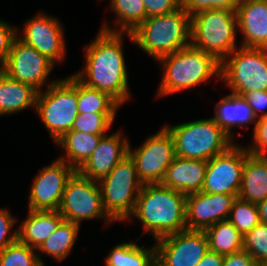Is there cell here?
<instances>
[{"instance_id":"obj_1","label":"cell","mask_w":267,"mask_h":266,"mask_svg":"<svg viewBox=\"0 0 267 266\" xmlns=\"http://www.w3.org/2000/svg\"><path fill=\"white\" fill-rule=\"evenodd\" d=\"M126 32L100 29L85 48L86 65L73 74L84 85L108 93L120 105L130 99L128 74L122 48Z\"/></svg>"},{"instance_id":"obj_2","label":"cell","mask_w":267,"mask_h":266,"mask_svg":"<svg viewBox=\"0 0 267 266\" xmlns=\"http://www.w3.org/2000/svg\"><path fill=\"white\" fill-rule=\"evenodd\" d=\"M186 197L161 183L143 184L127 220H132L131 216L138 218L144 232H150L155 240L186 230Z\"/></svg>"},{"instance_id":"obj_3","label":"cell","mask_w":267,"mask_h":266,"mask_svg":"<svg viewBox=\"0 0 267 266\" xmlns=\"http://www.w3.org/2000/svg\"><path fill=\"white\" fill-rule=\"evenodd\" d=\"M126 35L158 61L191 44V16L181 7L170 13L148 17Z\"/></svg>"},{"instance_id":"obj_4","label":"cell","mask_w":267,"mask_h":266,"mask_svg":"<svg viewBox=\"0 0 267 266\" xmlns=\"http://www.w3.org/2000/svg\"><path fill=\"white\" fill-rule=\"evenodd\" d=\"M163 77L158 97L199 86L211 77L220 79L221 63L212 55L191 44L158 60Z\"/></svg>"},{"instance_id":"obj_5","label":"cell","mask_w":267,"mask_h":266,"mask_svg":"<svg viewBox=\"0 0 267 266\" xmlns=\"http://www.w3.org/2000/svg\"><path fill=\"white\" fill-rule=\"evenodd\" d=\"M36 96L35 112L56 142L71 130L78 115L77 78L54 80Z\"/></svg>"},{"instance_id":"obj_6","label":"cell","mask_w":267,"mask_h":266,"mask_svg":"<svg viewBox=\"0 0 267 266\" xmlns=\"http://www.w3.org/2000/svg\"><path fill=\"white\" fill-rule=\"evenodd\" d=\"M164 127L173 138L176 156L185 159L208 161L234 144L211 117Z\"/></svg>"},{"instance_id":"obj_7","label":"cell","mask_w":267,"mask_h":266,"mask_svg":"<svg viewBox=\"0 0 267 266\" xmlns=\"http://www.w3.org/2000/svg\"><path fill=\"white\" fill-rule=\"evenodd\" d=\"M236 11L210 9L191 17V45L220 63L236 48Z\"/></svg>"},{"instance_id":"obj_8","label":"cell","mask_w":267,"mask_h":266,"mask_svg":"<svg viewBox=\"0 0 267 266\" xmlns=\"http://www.w3.org/2000/svg\"><path fill=\"white\" fill-rule=\"evenodd\" d=\"M103 206L114 221H125L133 213L143 186L139 180L135 163L127 155L114 169L98 181Z\"/></svg>"},{"instance_id":"obj_9","label":"cell","mask_w":267,"mask_h":266,"mask_svg":"<svg viewBox=\"0 0 267 266\" xmlns=\"http://www.w3.org/2000/svg\"><path fill=\"white\" fill-rule=\"evenodd\" d=\"M220 79L235 95L266 91L267 49L239 46L221 62Z\"/></svg>"},{"instance_id":"obj_10","label":"cell","mask_w":267,"mask_h":266,"mask_svg":"<svg viewBox=\"0 0 267 266\" xmlns=\"http://www.w3.org/2000/svg\"><path fill=\"white\" fill-rule=\"evenodd\" d=\"M59 213L64 220L80 225L83 220L105 218L115 222L105 211L98 181L82 177L77 171L67 181Z\"/></svg>"},{"instance_id":"obj_11","label":"cell","mask_w":267,"mask_h":266,"mask_svg":"<svg viewBox=\"0 0 267 266\" xmlns=\"http://www.w3.org/2000/svg\"><path fill=\"white\" fill-rule=\"evenodd\" d=\"M128 155L135 163L139 180L143 184L161 183L167 168L176 157L174 141L169 131L162 127L137 149L129 144Z\"/></svg>"},{"instance_id":"obj_12","label":"cell","mask_w":267,"mask_h":266,"mask_svg":"<svg viewBox=\"0 0 267 266\" xmlns=\"http://www.w3.org/2000/svg\"><path fill=\"white\" fill-rule=\"evenodd\" d=\"M209 250L204 230H183L156 239L155 259L163 266H196Z\"/></svg>"},{"instance_id":"obj_13","label":"cell","mask_w":267,"mask_h":266,"mask_svg":"<svg viewBox=\"0 0 267 266\" xmlns=\"http://www.w3.org/2000/svg\"><path fill=\"white\" fill-rule=\"evenodd\" d=\"M245 159L246 148L235 142L225 152L208 160L201 191L238 197Z\"/></svg>"},{"instance_id":"obj_14","label":"cell","mask_w":267,"mask_h":266,"mask_svg":"<svg viewBox=\"0 0 267 266\" xmlns=\"http://www.w3.org/2000/svg\"><path fill=\"white\" fill-rule=\"evenodd\" d=\"M55 64L18 36L13 40L6 62L0 69L9 77L42 91Z\"/></svg>"},{"instance_id":"obj_15","label":"cell","mask_w":267,"mask_h":266,"mask_svg":"<svg viewBox=\"0 0 267 266\" xmlns=\"http://www.w3.org/2000/svg\"><path fill=\"white\" fill-rule=\"evenodd\" d=\"M75 172L59 158L40 169L30 188L28 210L58 211L67 181Z\"/></svg>"},{"instance_id":"obj_16","label":"cell","mask_w":267,"mask_h":266,"mask_svg":"<svg viewBox=\"0 0 267 266\" xmlns=\"http://www.w3.org/2000/svg\"><path fill=\"white\" fill-rule=\"evenodd\" d=\"M63 26L58 19L45 13H38L28 19L23 28V34L18 38L26 45L35 48L54 64L65 59L66 43Z\"/></svg>"},{"instance_id":"obj_17","label":"cell","mask_w":267,"mask_h":266,"mask_svg":"<svg viewBox=\"0 0 267 266\" xmlns=\"http://www.w3.org/2000/svg\"><path fill=\"white\" fill-rule=\"evenodd\" d=\"M236 196L197 192L186 197V226L188 230H205L227 220Z\"/></svg>"},{"instance_id":"obj_18","label":"cell","mask_w":267,"mask_h":266,"mask_svg":"<svg viewBox=\"0 0 267 266\" xmlns=\"http://www.w3.org/2000/svg\"><path fill=\"white\" fill-rule=\"evenodd\" d=\"M119 131L104 135L89 159L77 170L85 178L99 181L122 161L129 150V141Z\"/></svg>"},{"instance_id":"obj_19","label":"cell","mask_w":267,"mask_h":266,"mask_svg":"<svg viewBox=\"0 0 267 266\" xmlns=\"http://www.w3.org/2000/svg\"><path fill=\"white\" fill-rule=\"evenodd\" d=\"M242 47L267 49V0H242L236 10Z\"/></svg>"},{"instance_id":"obj_20","label":"cell","mask_w":267,"mask_h":266,"mask_svg":"<svg viewBox=\"0 0 267 266\" xmlns=\"http://www.w3.org/2000/svg\"><path fill=\"white\" fill-rule=\"evenodd\" d=\"M206 168L207 161L176 156L161 184L185 195L201 192Z\"/></svg>"},{"instance_id":"obj_21","label":"cell","mask_w":267,"mask_h":266,"mask_svg":"<svg viewBox=\"0 0 267 266\" xmlns=\"http://www.w3.org/2000/svg\"><path fill=\"white\" fill-rule=\"evenodd\" d=\"M238 197L254 204L267 198V155L250 154L246 149Z\"/></svg>"},{"instance_id":"obj_22","label":"cell","mask_w":267,"mask_h":266,"mask_svg":"<svg viewBox=\"0 0 267 266\" xmlns=\"http://www.w3.org/2000/svg\"><path fill=\"white\" fill-rule=\"evenodd\" d=\"M64 220L59 211L29 210L18 229V240L37 250Z\"/></svg>"},{"instance_id":"obj_23","label":"cell","mask_w":267,"mask_h":266,"mask_svg":"<svg viewBox=\"0 0 267 266\" xmlns=\"http://www.w3.org/2000/svg\"><path fill=\"white\" fill-rule=\"evenodd\" d=\"M38 91L6 75L0 69V116L10 115L36 105Z\"/></svg>"},{"instance_id":"obj_24","label":"cell","mask_w":267,"mask_h":266,"mask_svg":"<svg viewBox=\"0 0 267 266\" xmlns=\"http://www.w3.org/2000/svg\"><path fill=\"white\" fill-rule=\"evenodd\" d=\"M223 131L233 140L232 127L246 126L257 121L252 108L242 96L229 94L221 98L215 106V115L211 117Z\"/></svg>"},{"instance_id":"obj_25","label":"cell","mask_w":267,"mask_h":266,"mask_svg":"<svg viewBox=\"0 0 267 266\" xmlns=\"http://www.w3.org/2000/svg\"><path fill=\"white\" fill-rule=\"evenodd\" d=\"M103 136L76 130L68 131L55 142L64 149V155H66L59 157V159L77 171L89 159Z\"/></svg>"},{"instance_id":"obj_26","label":"cell","mask_w":267,"mask_h":266,"mask_svg":"<svg viewBox=\"0 0 267 266\" xmlns=\"http://www.w3.org/2000/svg\"><path fill=\"white\" fill-rule=\"evenodd\" d=\"M209 250L220 255H229L243 250V236L227 219L207 227Z\"/></svg>"},{"instance_id":"obj_27","label":"cell","mask_w":267,"mask_h":266,"mask_svg":"<svg viewBox=\"0 0 267 266\" xmlns=\"http://www.w3.org/2000/svg\"><path fill=\"white\" fill-rule=\"evenodd\" d=\"M110 8L115 13L116 27L113 29L106 23L100 29L109 32H132L147 19L142 0H110ZM119 26V28H117ZM117 28V29H116Z\"/></svg>"},{"instance_id":"obj_28","label":"cell","mask_w":267,"mask_h":266,"mask_svg":"<svg viewBox=\"0 0 267 266\" xmlns=\"http://www.w3.org/2000/svg\"><path fill=\"white\" fill-rule=\"evenodd\" d=\"M79 230V224L63 220L55 232L37 249V252L45 253L57 261L66 259L73 249Z\"/></svg>"},{"instance_id":"obj_29","label":"cell","mask_w":267,"mask_h":266,"mask_svg":"<svg viewBox=\"0 0 267 266\" xmlns=\"http://www.w3.org/2000/svg\"><path fill=\"white\" fill-rule=\"evenodd\" d=\"M106 257L105 266H149L155 259V245L140 247L136 242L116 245Z\"/></svg>"},{"instance_id":"obj_30","label":"cell","mask_w":267,"mask_h":266,"mask_svg":"<svg viewBox=\"0 0 267 266\" xmlns=\"http://www.w3.org/2000/svg\"><path fill=\"white\" fill-rule=\"evenodd\" d=\"M78 113H116L121 105L108 93L84 85L77 79Z\"/></svg>"},{"instance_id":"obj_31","label":"cell","mask_w":267,"mask_h":266,"mask_svg":"<svg viewBox=\"0 0 267 266\" xmlns=\"http://www.w3.org/2000/svg\"><path fill=\"white\" fill-rule=\"evenodd\" d=\"M36 250L16 240L0 252V266H45Z\"/></svg>"},{"instance_id":"obj_32","label":"cell","mask_w":267,"mask_h":266,"mask_svg":"<svg viewBox=\"0 0 267 266\" xmlns=\"http://www.w3.org/2000/svg\"><path fill=\"white\" fill-rule=\"evenodd\" d=\"M228 220L242 236L250 232L258 223L261 222L257 205L239 197H236L233 202Z\"/></svg>"},{"instance_id":"obj_33","label":"cell","mask_w":267,"mask_h":266,"mask_svg":"<svg viewBox=\"0 0 267 266\" xmlns=\"http://www.w3.org/2000/svg\"><path fill=\"white\" fill-rule=\"evenodd\" d=\"M115 116L116 113H78L71 130L94 135H106L114 122Z\"/></svg>"},{"instance_id":"obj_34","label":"cell","mask_w":267,"mask_h":266,"mask_svg":"<svg viewBox=\"0 0 267 266\" xmlns=\"http://www.w3.org/2000/svg\"><path fill=\"white\" fill-rule=\"evenodd\" d=\"M243 250L258 265H267V224L258 223L250 232L243 236Z\"/></svg>"},{"instance_id":"obj_35","label":"cell","mask_w":267,"mask_h":266,"mask_svg":"<svg viewBox=\"0 0 267 266\" xmlns=\"http://www.w3.org/2000/svg\"><path fill=\"white\" fill-rule=\"evenodd\" d=\"M241 2L242 0H182V7L192 17L210 9L236 11Z\"/></svg>"},{"instance_id":"obj_36","label":"cell","mask_w":267,"mask_h":266,"mask_svg":"<svg viewBox=\"0 0 267 266\" xmlns=\"http://www.w3.org/2000/svg\"><path fill=\"white\" fill-rule=\"evenodd\" d=\"M253 129V144L246 149L250 154L267 155V111H263Z\"/></svg>"},{"instance_id":"obj_37","label":"cell","mask_w":267,"mask_h":266,"mask_svg":"<svg viewBox=\"0 0 267 266\" xmlns=\"http://www.w3.org/2000/svg\"><path fill=\"white\" fill-rule=\"evenodd\" d=\"M16 221V218L10 214L9 210L0 209V252L18 240V229L13 231V234L12 232H10L11 234L9 233Z\"/></svg>"},{"instance_id":"obj_38","label":"cell","mask_w":267,"mask_h":266,"mask_svg":"<svg viewBox=\"0 0 267 266\" xmlns=\"http://www.w3.org/2000/svg\"><path fill=\"white\" fill-rule=\"evenodd\" d=\"M144 2L147 18L163 15L182 7V0H142Z\"/></svg>"},{"instance_id":"obj_39","label":"cell","mask_w":267,"mask_h":266,"mask_svg":"<svg viewBox=\"0 0 267 266\" xmlns=\"http://www.w3.org/2000/svg\"><path fill=\"white\" fill-rule=\"evenodd\" d=\"M15 27L0 19V67L6 62L13 40L17 37Z\"/></svg>"},{"instance_id":"obj_40","label":"cell","mask_w":267,"mask_h":266,"mask_svg":"<svg viewBox=\"0 0 267 266\" xmlns=\"http://www.w3.org/2000/svg\"><path fill=\"white\" fill-rule=\"evenodd\" d=\"M243 99L248 103V105L252 108L254 116L261 117L259 115L260 111L267 109V90L266 91H254L251 90L247 93H243L241 95Z\"/></svg>"},{"instance_id":"obj_41","label":"cell","mask_w":267,"mask_h":266,"mask_svg":"<svg viewBox=\"0 0 267 266\" xmlns=\"http://www.w3.org/2000/svg\"><path fill=\"white\" fill-rule=\"evenodd\" d=\"M256 261L247 251H239L223 256L222 266H257Z\"/></svg>"},{"instance_id":"obj_42","label":"cell","mask_w":267,"mask_h":266,"mask_svg":"<svg viewBox=\"0 0 267 266\" xmlns=\"http://www.w3.org/2000/svg\"><path fill=\"white\" fill-rule=\"evenodd\" d=\"M223 255L208 250L202 260L196 266H222Z\"/></svg>"},{"instance_id":"obj_43","label":"cell","mask_w":267,"mask_h":266,"mask_svg":"<svg viewBox=\"0 0 267 266\" xmlns=\"http://www.w3.org/2000/svg\"><path fill=\"white\" fill-rule=\"evenodd\" d=\"M258 208V213L260 216V221L267 224V198L256 204Z\"/></svg>"},{"instance_id":"obj_44","label":"cell","mask_w":267,"mask_h":266,"mask_svg":"<svg viewBox=\"0 0 267 266\" xmlns=\"http://www.w3.org/2000/svg\"><path fill=\"white\" fill-rule=\"evenodd\" d=\"M149 266H163L157 259H154Z\"/></svg>"}]
</instances>
